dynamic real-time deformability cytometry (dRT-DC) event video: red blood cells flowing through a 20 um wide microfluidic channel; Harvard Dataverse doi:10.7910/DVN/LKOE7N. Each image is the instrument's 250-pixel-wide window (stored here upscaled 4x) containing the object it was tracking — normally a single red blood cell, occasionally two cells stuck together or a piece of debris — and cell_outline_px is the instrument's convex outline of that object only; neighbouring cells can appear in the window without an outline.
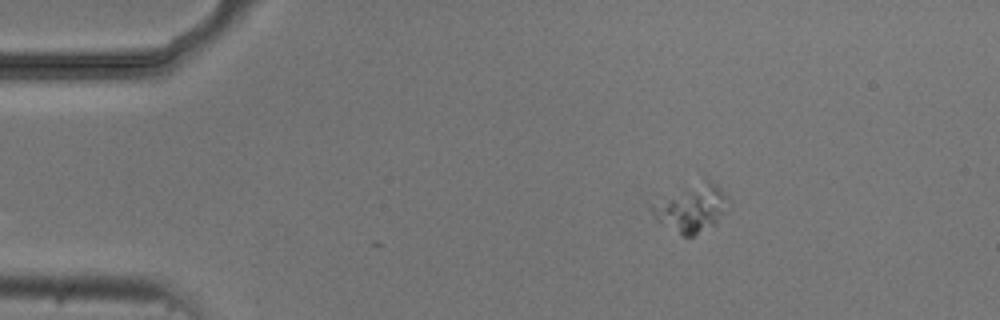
{"species": "common noctule bat (a hibernating species)", "species_latin": "Nyctalus noctula", "temperature_condition": "cold", "stored_images_in_passage": 2, "camera_frame_rate_fps": 3000, "um_per_image_px": 0.085, "animal": {"sex": "male", "body_mass_g": 20.5, "forearm_length_mm": 52.5}, "frame": {"image": 1, "passage_image": 2, "time_ms": 1.333, "image_size_px": [1000, 320], "cell_outline_px": [[724, 212], [716, 224], [692, 236], [684, 236], [656, 220], [652, 212], [652, 204], [704, 176], [712, 180], [724, 192]], "centroid_in_image_um": [58.77, 17.65], "position_along_channel_um": 26.2, "area_um2": 20.69}}